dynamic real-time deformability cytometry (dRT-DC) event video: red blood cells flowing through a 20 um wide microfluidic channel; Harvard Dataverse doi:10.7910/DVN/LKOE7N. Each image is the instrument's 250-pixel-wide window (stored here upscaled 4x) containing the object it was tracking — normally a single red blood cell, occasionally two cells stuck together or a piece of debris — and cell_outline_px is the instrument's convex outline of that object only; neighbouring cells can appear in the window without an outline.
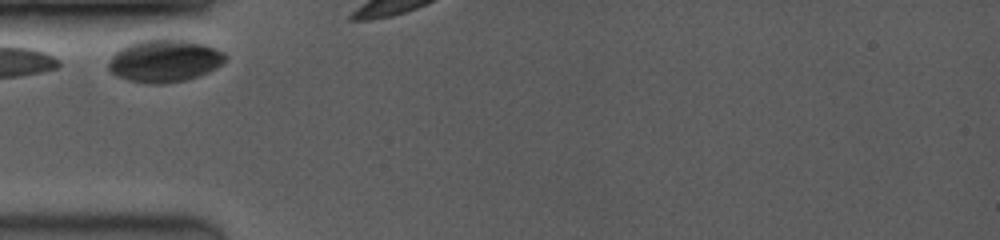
{"species": "common noctule bat (a hibernating species)", "species_latin": "Nyctalus noctula", "temperature_condition": "room temperature", "stored_images_in_passage": 7, "camera_frame_rate_fps": 3500, "um_per_image_px": 0.085, "animal": {"sex": "female", "body_mass_g": 19.0, "forearm_length_mm": 53.3}, "frame": {"image": 1, "passage_image": 1, "time_ms": 0.0, "image_size_px": [1000, 240], "cell_outline_px": [[228, 56], [216, 68], [208, 72], [184, 80], [164, 84], [148, 84], [128, 80], [116, 76], [108, 68], [108, 64], [112, 56], [120, 48], [136, 40], [160, 36], [172, 36], [204, 44], [224, 52]], "centroid_in_image_um": [13.96, 5.12], "position_along_channel_um": 71.0, "area_um2": 29.65}}